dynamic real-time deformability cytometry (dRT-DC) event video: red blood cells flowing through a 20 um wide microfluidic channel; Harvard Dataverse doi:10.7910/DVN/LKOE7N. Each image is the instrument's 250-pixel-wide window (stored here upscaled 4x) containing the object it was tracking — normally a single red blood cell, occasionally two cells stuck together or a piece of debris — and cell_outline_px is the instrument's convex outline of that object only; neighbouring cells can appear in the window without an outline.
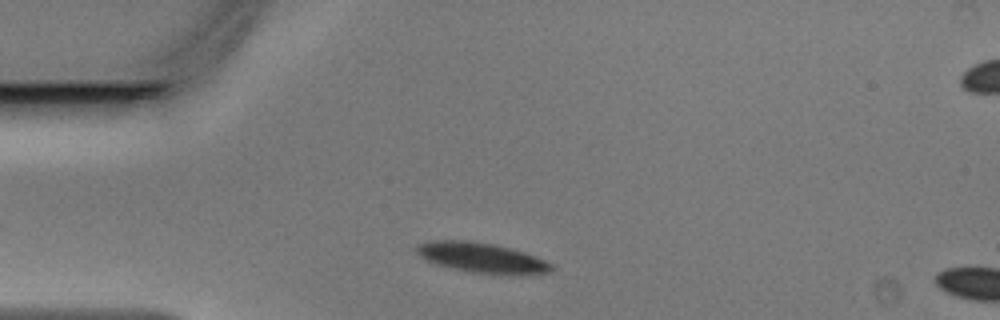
{"species": "Egyptian fruit bat (a non-hibernating species)", "species_latin": "Rousettus aegyptiacus", "temperature_condition": "warm", "stored_images_in_passage": 7, "camera_frame_rate_fps": 3000, "um_per_image_px": 0.085, "animal": {"sex": "male"}, "frame": {"image": 1, "passage_image": 4, "time_ms": 1.0, "image_size_px": [1000, 320], "cell_outline_px": [[552, 272], [524, 276], [472, 272], [452, 268], [436, 264], [420, 256], [416, 252], [416, 248], [420, 244], [432, 240], [464, 240], [492, 244], [524, 252], [544, 260], [552, 264]], "centroid_in_image_um": [41.0, 21.93], "position_along_channel_um": 44.0, "area_um2": 23.52}}